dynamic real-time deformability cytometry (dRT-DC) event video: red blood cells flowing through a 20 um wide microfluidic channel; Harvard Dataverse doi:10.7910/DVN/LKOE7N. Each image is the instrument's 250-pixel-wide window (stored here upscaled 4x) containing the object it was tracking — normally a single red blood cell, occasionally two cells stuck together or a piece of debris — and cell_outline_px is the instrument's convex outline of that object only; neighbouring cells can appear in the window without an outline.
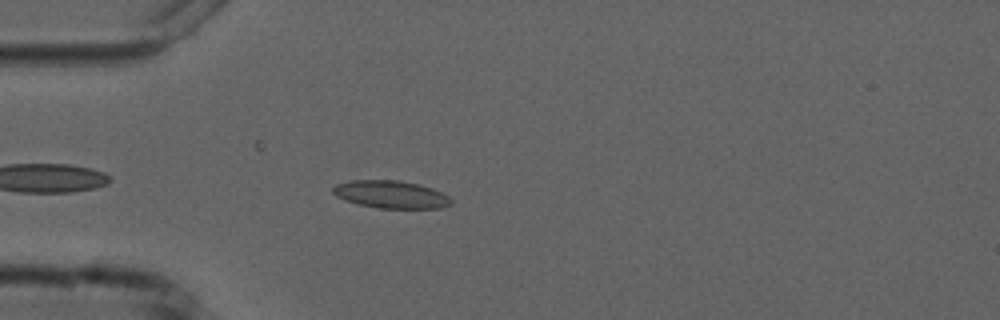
{"species": "common noctule bat (a hibernating species)", "species_latin": "Nyctalus noctula", "temperature_condition": "cold", "stored_images_in_passage": 8, "camera_frame_rate_fps": 3000, "um_per_image_px": 0.085, "animal": {"sex": "male", "forearm_length_mm": 52.5}, "frame": {"image": 1, "passage_image": 6, "time_ms": 6.0, "image_size_px": [1000, 320], "cell_outline_px": [[452, 204], [440, 208], [376, 208], [356, 204], [344, 200], [336, 196], [332, 192], [332, 188], [336, 184], [352, 180], [396, 180], [420, 184], [432, 188], [448, 196], [452, 200]], "centroid_in_image_um": [33.2, 16.53], "position_along_channel_um": 51.8, "area_um2": 19.13}}
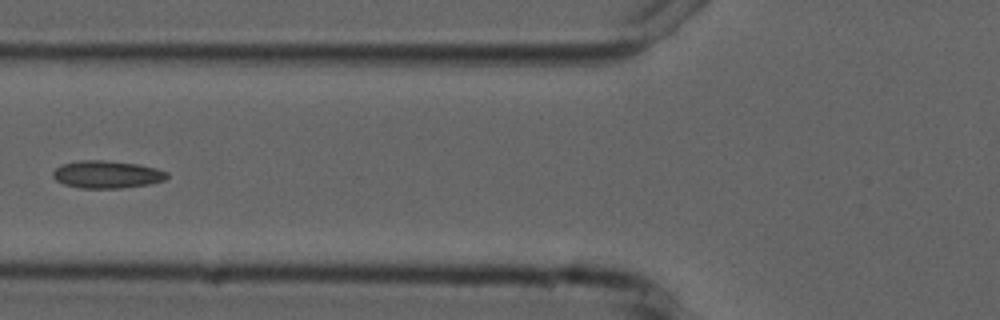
{"frame": {"image": 2, "passage_image": 8, "time_ms": 8.0, "image_size_px": [1000, 320], "cell_outline_px": [[168, 176], [164, 180], [148, 184], [120, 188], [80, 188], [64, 184], [56, 180], [52, 176], [52, 172], [60, 164], [80, 160], [108, 160], [136, 164], [156, 168], [168, 172]], "centroid_in_image_um": [9.05, 14.82], "position_along_channel_um": 116.7, "area_um2": 18.32}}